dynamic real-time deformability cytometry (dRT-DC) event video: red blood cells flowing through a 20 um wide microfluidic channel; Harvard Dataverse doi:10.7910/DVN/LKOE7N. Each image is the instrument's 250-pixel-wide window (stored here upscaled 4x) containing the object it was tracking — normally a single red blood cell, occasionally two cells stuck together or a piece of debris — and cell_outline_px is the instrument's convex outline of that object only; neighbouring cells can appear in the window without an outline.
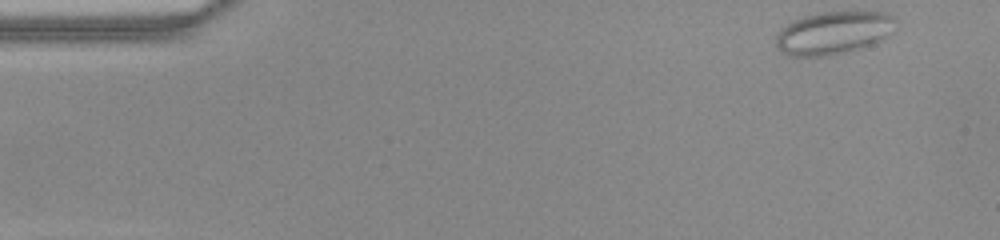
{"species": "common noctule bat (a hibernating species)", "species_latin": "Nyctalus noctula", "temperature_condition": "warm", "stored_images_in_passage": 46, "camera_frame_rate_fps": 3000, "um_per_image_px": 0.085, "animal": {"sex": "female", "body_mass_g": 22.0, "forearm_length_mm": 56.7}, "frame": {"image": 1, "passage_image": 1, "time_ms": 0.0, "image_size_px": [1000, 240], "cell_outline_px": [[896, 20], [888, 36], [872, 44], [848, 52], [824, 56], [788, 56], [776, 44], [776, 36], [788, 24], [804, 16], [824, 12], [884, 12], [896, 16]], "centroid_in_image_um": [70.88, 2.79], "position_along_channel_um": 14.1, "area_um2": 29.48}}
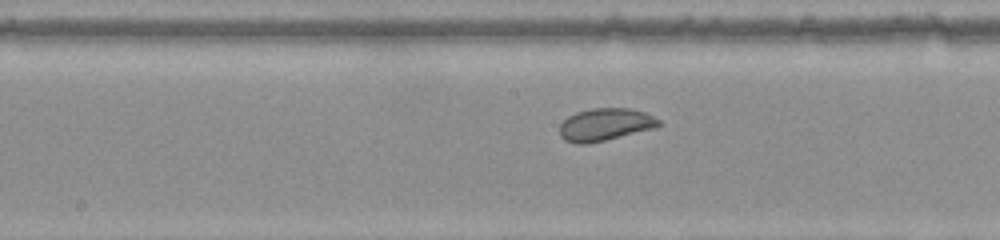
{"frame": {"image": 2, "passage_image": 23, "time_ms": 7.333, "image_size_px": [1000, 240], "cell_outline_px": [[660, 124], [656, 128], [604, 140], [584, 144], [576, 144], [564, 140], [560, 136], [560, 124], [568, 116], [576, 112], [592, 108], [628, 108], [644, 112], [660, 120]], "centroid_in_image_um": [51.42, 10.58], "position_along_channel_um": 196.8, "area_um2": 18.67}}
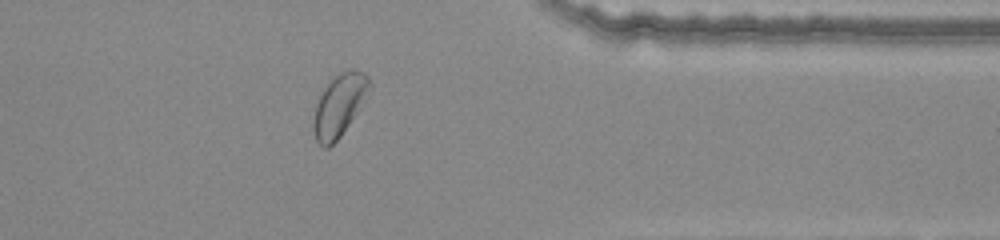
{"frame": {"image": 3, "passage_image": 38, "time_ms": 12.333, "image_size_px": [1000, 240], "cell_outline_px": [[372, 84], [348, 124], [340, 136], [328, 148], [324, 148], [316, 140], [312, 128], [312, 124], [316, 104], [324, 88], [340, 72], [364, 72], [368, 76]], "centroid_in_image_um": [28.78, 8.99], "position_along_channel_um": 382.6, "area_um2": 19.31}, "authors_computed_cell_mechanics": {"area_um2": 20.5479, "velocity_mm_per_s": 3.9796, "shape_relaxation_time_tau1_ms": 4.3294, "shape_relaxation_time_tau2_ms": 0.475, "deformation_change_tau1": 0.0473, "deformation_change_tau2": 0.0407}}